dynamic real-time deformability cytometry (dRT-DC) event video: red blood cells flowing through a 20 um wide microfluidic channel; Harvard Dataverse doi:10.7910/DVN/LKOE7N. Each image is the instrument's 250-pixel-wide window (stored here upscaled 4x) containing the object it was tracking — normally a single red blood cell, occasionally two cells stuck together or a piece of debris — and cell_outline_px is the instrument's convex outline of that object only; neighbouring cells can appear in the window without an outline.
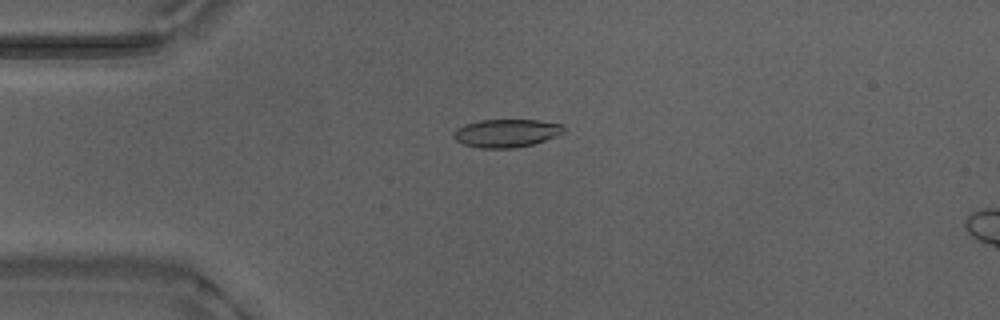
{"species": "Egyptian fruit bat (a non-hibernating species)", "species_latin": "Rousettus aegyptiacus", "temperature_condition": "warm", "stored_images_in_passage": 53, "camera_frame_rate_fps": 3000, "um_per_image_px": 0.085, "animal": {"sex": "male"}, "frame": {"image": 1, "passage_image": 13, "time_ms": 4.0, "image_size_px": [1000, 320], "cell_outline_px": [[564, 132], [556, 136], [532, 144], [512, 148], [480, 148], [464, 144], [456, 140], [452, 136], [452, 132], [456, 128], [464, 124], [480, 120], [540, 120], [560, 124], [564, 128]], "centroid_in_image_um": [42.99, 11.31], "position_along_channel_um": 42.0, "area_um2": 17.98}}
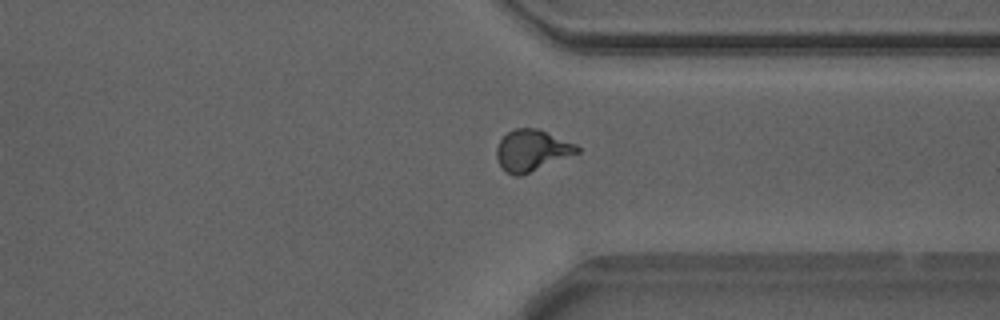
{"frame": {"image": 2, "passage_image": 40, "time_ms": 13.0, "image_size_px": [1000, 320], "cell_outline_px": [[580, 152], [520, 176], [516, 176], [504, 172], [500, 168], [496, 156], [496, 148], [500, 140], [508, 132], [516, 128], [536, 128], [576, 144], [580, 148]], "centroid_in_image_um": [45.17, 12.8], "position_along_channel_um": 366.2, "area_um2": 19.31}}
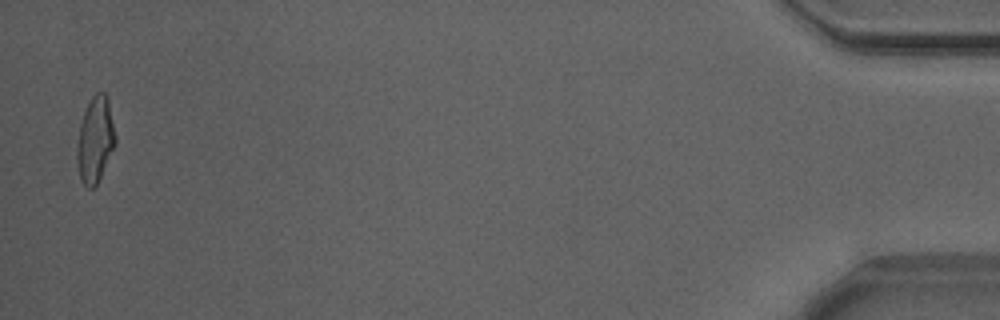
{"frame": {"image": 3, "passage_image": 52, "time_ms": 17.0, "image_size_px": [1000, 320], "cell_outline_px": [[116, 144], [96, 184], [92, 188], [88, 188], [80, 180], [76, 156], [76, 148], [80, 124], [84, 112], [92, 96], [96, 92], [104, 92], [108, 100], [116, 136]], "centroid_in_image_um": [8.08, 11.88], "position_along_channel_um": 427.1, "area_um2": 19.02}, "authors_computed_cell_mechanics": {"area_um2": 18.785, "velocity_mm_per_s": 3.8839, "shape_relaxation_time_tau1_ms": 4.9915, "shape_relaxation_time_tau2_ms": 0.7681, "deformation_change_tau1": 0.1924, "deformation_change_tau2": 0.0777}}